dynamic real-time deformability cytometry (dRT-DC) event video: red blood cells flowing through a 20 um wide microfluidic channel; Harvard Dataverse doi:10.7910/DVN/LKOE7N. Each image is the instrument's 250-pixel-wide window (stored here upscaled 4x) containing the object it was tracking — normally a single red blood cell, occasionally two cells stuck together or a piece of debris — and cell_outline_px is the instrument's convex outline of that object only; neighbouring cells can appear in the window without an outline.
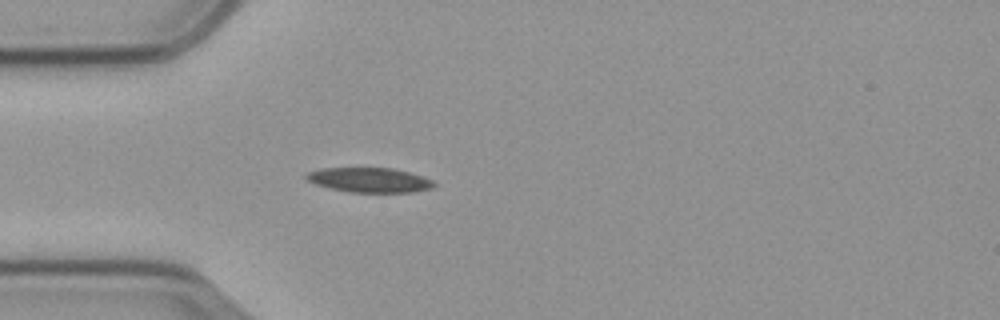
{"species": "common noctule bat (a hibernating species)", "species_latin": "Nyctalus noctula", "temperature_condition": "cold", "stored_images_in_passage": 40, "camera_frame_rate_fps": 3000, "um_per_image_px": 0.085, "animal": {"sex": "male", "body_mass_g": 23.1, "forearm_length_mm": 52.7}, "frame": {"image": 1, "passage_image": 5, "time_ms": 1.333, "image_size_px": [1000, 320], "cell_outline_px": [[436, 184], [432, 188], [412, 192], [348, 192], [328, 188], [316, 184], [308, 180], [304, 176], [308, 172], [320, 168], [392, 168], [408, 172], [432, 180]], "centroid_in_image_um": [31.37, 15.3], "position_along_channel_um": 53.6, "area_um2": 18.26}}
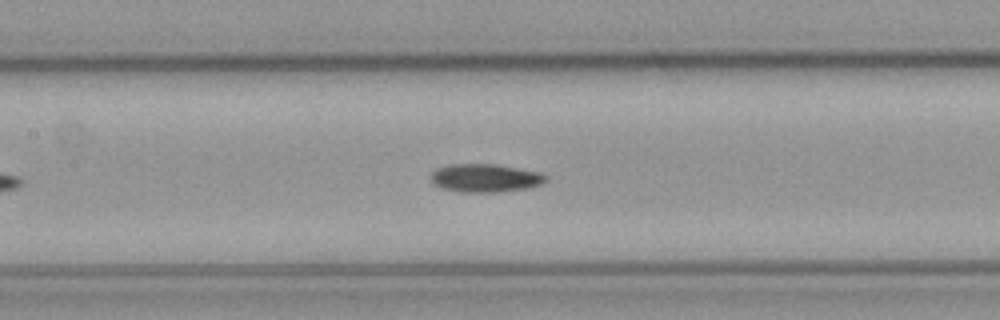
{"frame": {"image": 2, "passage_image": 15, "time_ms": 4.667, "image_size_px": [1000, 320], "cell_outline_px": [[548, 180], [544, 184], [528, 188], [496, 192], [460, 192], [440, 188], [432, 184], [432, 172], [436, 168], [452, 164], [496, 164], [540, 172], [548, 176]], "centroid_in_image_um": [41.27, 15.13], "position_along_channel_um": 166.1, "area_um2": 19.13}}
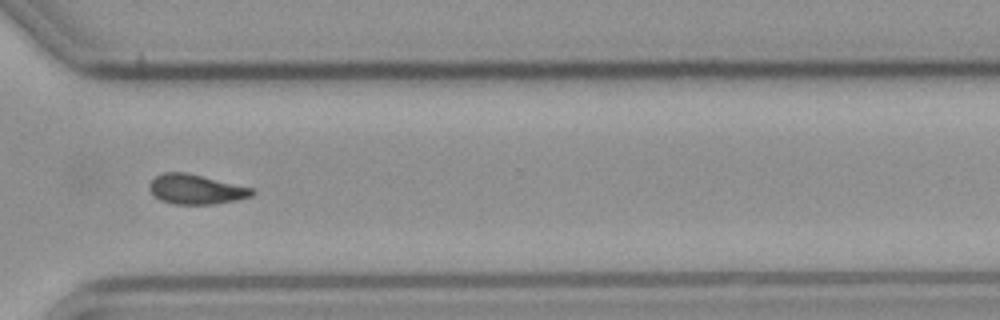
{"frame": {"image": 3, "passage_image": 31, "time_ms": 10.0, "image_size_px": [1000, 320], "cell_outline_px": [[256, 192], [252, 196], [236, 200], [212, 204], [172, 204], [160, 200], [148, 188], [148, 184], [156, 176], [164, 172], [184, 172], [252, 188]], "centroid_in_image_um": [16.63, 16.1], "position_along_channel_um": 354.0, "area_um2": 17.57}, "authors_computed_cell_mechanics": {"area_um2": 18.0047, "velocity_mm_per_s": 3.5341, "shape_relaxation_time_tau1_ms": null, "shape_relaxation_time_tau2_ms": 7.7082, "deformation_change_tau1": null, "deformation_change_tau2": 0.1264}}